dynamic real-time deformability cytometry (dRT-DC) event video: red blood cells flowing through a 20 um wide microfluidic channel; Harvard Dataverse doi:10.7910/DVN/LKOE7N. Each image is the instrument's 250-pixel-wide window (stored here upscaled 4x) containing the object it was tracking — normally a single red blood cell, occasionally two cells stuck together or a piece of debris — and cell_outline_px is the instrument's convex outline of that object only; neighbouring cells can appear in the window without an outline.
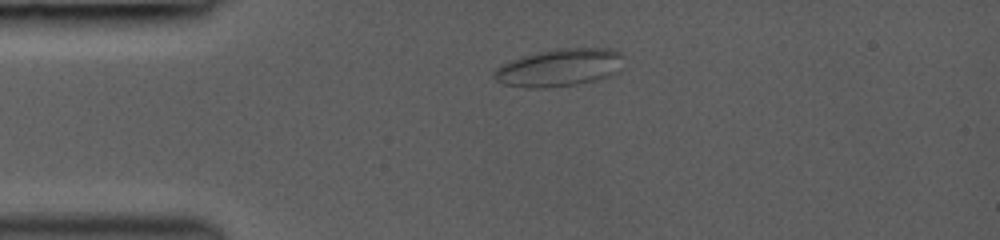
{"species": "common noctule bat (a hibernating species)", "species_latin": "Nyctalus noctula", "temperature_condition": "room temperature", "stored_images_in_passage": 37, "camera_frame_rate_fps": 3000, "um_per_image_px": 0.085, "animal": {"sex": "female", "body_mass_g": 19.0, "forearm_length_mm": 53.3}, "frame": {"image": 1, "passage_image": 1, "time_ms": 0.0, "image_size_px": [1000, 240], "cell_outline_px": [[624, 56], [620, 72], [596, 80], [552, 88], [528, 88], [504, 84], [496, 80], [492, 76], [492, 72], [496, 68], [512, 60], [536, 52], [564, 48], [608, 48], [620, 52]], "centroid_in_image_um": [47.58, 5.75], "position_along_channel_um": 37.4, "area_um2": 28.5}}
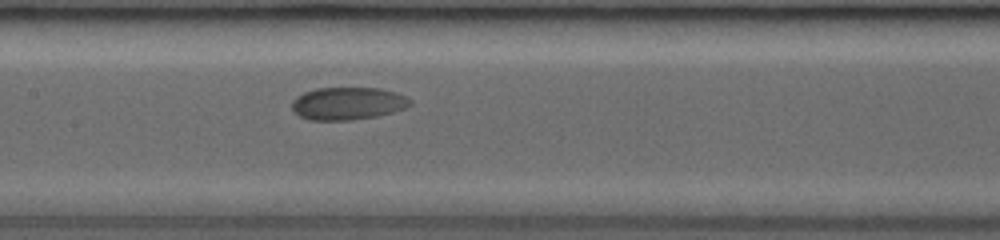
{"frame": {"image": 2, "passage_image": 17, "time_ms": 4.333, "image_size_px": [1000, 240], "cell_outline_px": [[412, 104], [404, 108], [392, 112], [376, 116], [352, 120], [308, 120], [292, 112], [292, 100], [296, 96], [304, 92], [316, 88], [380, 88], [396, 92], [412, 100]], "centroid_in_image_um": [29.53, 8.79], "position_along_channel_um": 177.9, "area_um2": 22.6}}
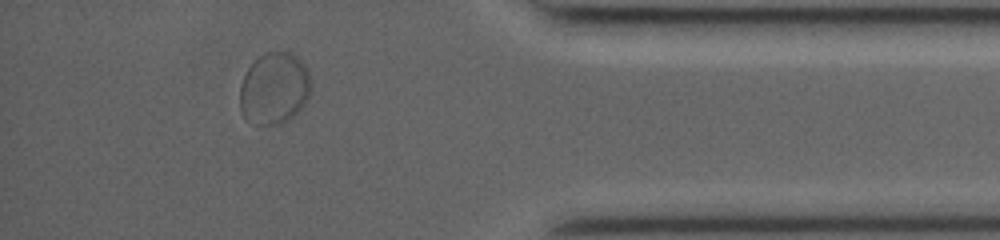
{"frame": {"image": 3, "passage_image": 32, "time_ms": 10.667, "image_size_px": [1000, 240], "cell_outline_px": [[312, 84], [308, 96], [304, 104], [288, 120], [280, 124], [256, 124], [248, 120], [244, 116], [240, 108], [240, 84], [248, 68], [264, 52], [288, 52], [296, 56], [304, 64], [308, 72]], "centroid_in_image_um": [23.31, 7.51], "position_along_channel_um": 411.9, "area_um2": 29.54}, "authors_computed_cell_mechanics": {"area_um2": 22.9466, "velocity_mm_per_s": 3.9611, "shape_relaxation_time_tau1_ms": 1.5388, "shape_relaxation_time_tau2_ms": null, "deformation_change_tau1": 0.0467, "deformation_change_tau2": null}}